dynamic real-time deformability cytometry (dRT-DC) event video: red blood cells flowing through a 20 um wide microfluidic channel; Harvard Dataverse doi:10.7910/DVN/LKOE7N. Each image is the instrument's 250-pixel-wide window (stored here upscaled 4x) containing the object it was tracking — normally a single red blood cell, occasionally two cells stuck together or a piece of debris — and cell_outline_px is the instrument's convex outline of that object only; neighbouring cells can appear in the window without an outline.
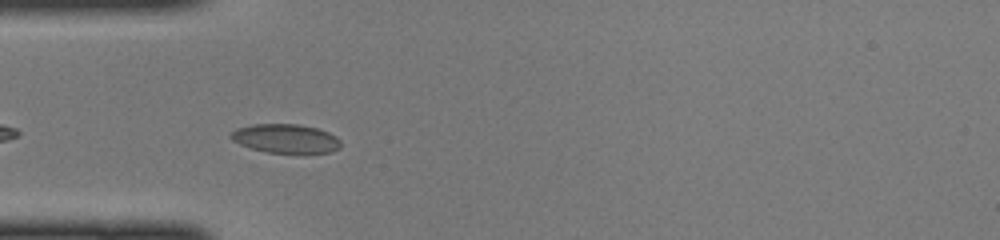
{"species": "common noctule bat (a hibernating species)", "species_latin": "Nyctalus noctula", "temperature_condition": "cold", "stored_images_in_passage": 16, "camera_frame_rate_fps": 3000, "um_per_image_px": 0.085, "animal": {"sex": "female", "body_mass_g": 22.0, "forearm_length_mm": 56.7}, "frame": {"image": 1, "passage_image": 3, "time_ms": 0.667, "image_size_px": [1000, 240], "cell_outline_px": [[340, 148], [332, 152], [268, 152], [252, 148], [240, 144], [232, 140], [228, 136], [236, 128], [252, 124], [300, 124], [316, 128], [328, 132], [336, 136], [340, 140]], "centroid_in_image_um": [24.27, 11.76], "position_along_channel_um": 60.7, "area_um2": 18.38}}
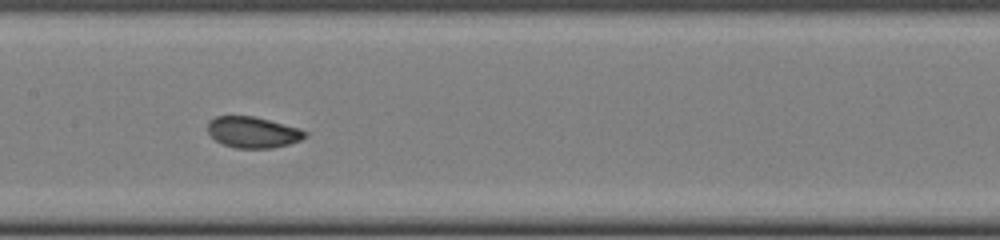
{"frame": {"image": 2, "passage_image": 12, "time_ms": 3.667, "image_size_px": [1000, 240], "cell_outline_px": [[308, 136], [300, 140], [288, 144], [272, 148], [236, 148], [224, 144], [216, 140], [208, 132], [208, 120], [216, 116], [256, 116], [300, 128], [308, 132]], "centroid_in_image_um": [21.52, 11.23], "position_along_channel_um": 185.9, "area_um2": 17.74}}